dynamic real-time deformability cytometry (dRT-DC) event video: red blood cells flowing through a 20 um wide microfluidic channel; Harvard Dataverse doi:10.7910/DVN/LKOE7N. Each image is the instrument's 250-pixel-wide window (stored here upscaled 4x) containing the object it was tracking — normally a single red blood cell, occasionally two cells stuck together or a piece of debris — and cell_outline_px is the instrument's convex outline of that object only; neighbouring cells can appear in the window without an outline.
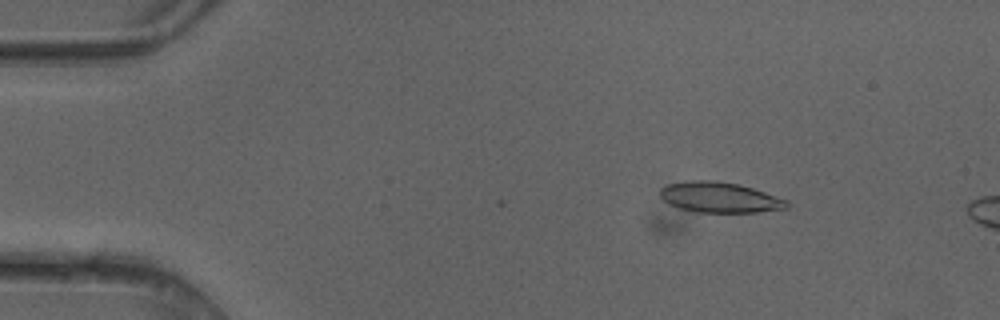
{"species": "common noctule bat (a hibernating species)", "species_latin": "Nyctalus noctula", "temperature_condition": "cold", "stored_images_in_passage": 12, "camera_frame_rate_fps": 3000, "um_per_image_px": 0.085, "animal": {"sex": "female"}, "frame": {"image": 1, "passage_image": 7, "time_ms": 2.0, "image_size_px": [1000, 320], "cell_outline_px": [[788, 208], [756, 212], [700, 212], [680, 208], [668, 204], [660, 196], [660, 188], [668, 184], [692, 180], [716, 180], [736, 184], [752, 188], [788, 200]], "centroid_in_image_um": [61.16, 16.77], "position_along_channel_um": 23.8, "area_um2": 22.31}}